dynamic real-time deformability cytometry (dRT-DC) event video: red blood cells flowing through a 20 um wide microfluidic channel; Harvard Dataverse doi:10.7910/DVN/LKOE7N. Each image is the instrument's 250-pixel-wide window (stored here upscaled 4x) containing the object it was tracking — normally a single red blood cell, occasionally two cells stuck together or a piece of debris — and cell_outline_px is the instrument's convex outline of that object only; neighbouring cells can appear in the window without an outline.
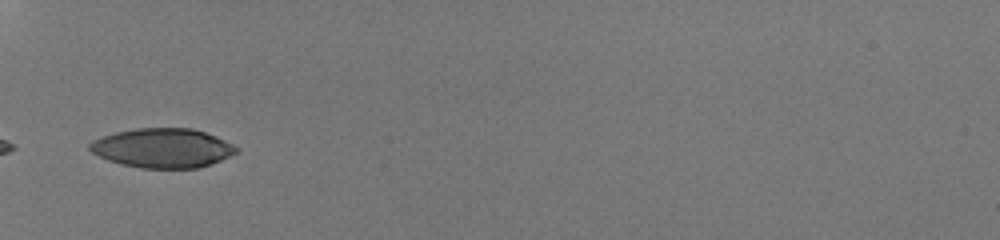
{"species": "human", "species_latin": "Homo sapiens", "temperature_condition": "room temperature", "stored_images_in_passage": 12, "camera_frame_rate_fps": 3000, "um_per_image_px": 0.085, "donor": {"sex": "male"}, "frame": {"image": 1, "passage_image": 1, "time_ms": 0.0, "image_size_px": [1000, 240], "cell_outline_px": [[240, 152], [200, 168], [140, 168], [120, 164], [108, 160], [92, 152], [88, 148], [88, 144], [92, 140], [116, 132], [136, 128], [192, 128], [216, 136], [240, 148]], "centroid_in_image_um": [13.84, 12.59], "position_along_channel_um": 71.2, "area_um2": 33.7}}
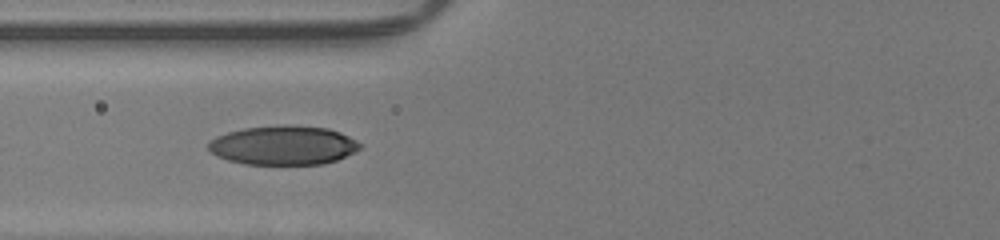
{"frame": {"image": 2, "passage_image": 4, "time_ms": 1.0, "image_size_px": [1000, 240], "cell_outline_px": [[360, 148], [336, 160], [324, 164], [244, 164], [228, 160], [216, 156], [208, 148], [208, 144], [216, 136], [228, 132], [244, 128], [288, 124], [292, 124], [328, 128], [340, 132], [356, 140], [360, 144]], "centroid_in_image_um": [24.07, 12.34], "position_along_channel_um": 101.7, "area_um2": 34.51}}